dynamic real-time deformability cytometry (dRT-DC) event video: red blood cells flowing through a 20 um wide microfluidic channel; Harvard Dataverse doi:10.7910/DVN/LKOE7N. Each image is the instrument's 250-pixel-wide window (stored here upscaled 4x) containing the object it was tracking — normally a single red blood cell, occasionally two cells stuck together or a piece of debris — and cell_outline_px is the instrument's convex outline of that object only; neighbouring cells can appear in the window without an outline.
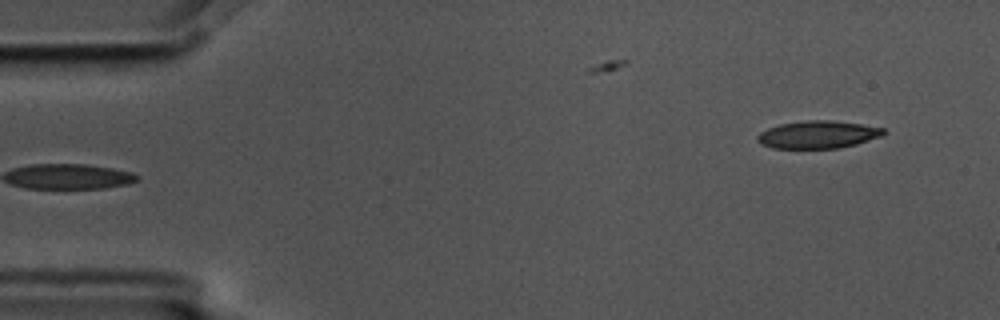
{"species": "common noctule bat (a hibernating species)", "species_latin": "Nyctalus noctula", "temperature_condition": "cold", "stored_images_in_passage": 6, "camera_frame_rate_fps": 3000, "um_per_image_px": 0.085, "animal": {"sex": "male", "body_mass_g": 17.5, "forearm_length_mm": 52.3}, "frame": {"image": 1, "passage_image": 6, "time_ms": 1.667, "image_size_px": [1000, 320], "cell_outline_px": [[888, 132], [880, 136], [856, 144], [840, 148], [772, 148], [760, 144], [756, 140], [756, 136], [760, 132], [768, 128], [780, 124], [804, 120], [828, 120], [860, 124], [884, 128]], "centroid_in_image_um": [69.49, 11.44], "position_along_channel_um": 15.5, "area_um2": 20.29}}